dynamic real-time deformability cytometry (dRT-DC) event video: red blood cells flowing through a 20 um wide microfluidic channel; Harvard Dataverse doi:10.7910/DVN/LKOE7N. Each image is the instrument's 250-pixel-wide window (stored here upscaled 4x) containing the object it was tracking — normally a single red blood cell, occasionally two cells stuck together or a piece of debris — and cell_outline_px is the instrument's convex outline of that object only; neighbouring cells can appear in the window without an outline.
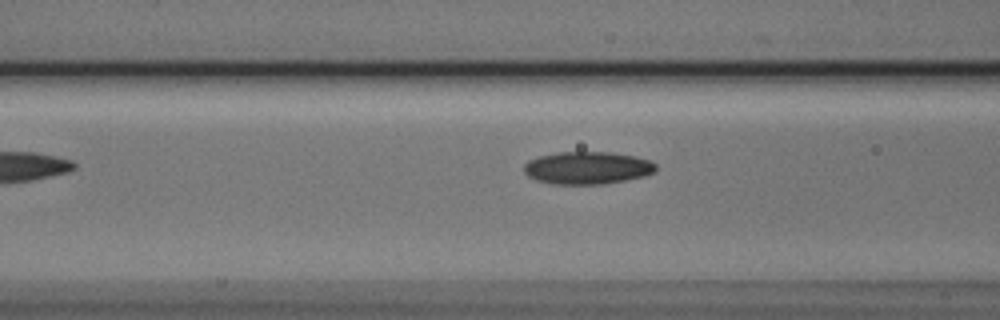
{"species": "Egyptian fruit bat (a non-hibernating species)", "species_latin": "Rousettus aegyptiacus", "temperature_condition": "cold", "stored_images_in_passage": 5, "camera_frame_rate_fps": 3000, "um_per_image_px": 0.085, "animal": {"sex": "male"}, "frame": {"image": 1, "passage_image": 5, "time_ms": 1.333, "image_size_px": [1000, 320], "cell_outline_px": [[656, 172], [644, 176], [604, 184], [552, 184], [536, 180], [528, 176], [524, 172], [524, 164], [528, 160], [540, 156], [560, 152], [612, 152], [632, 156], [648, 160], [656, 164]], "centroid_in_image_um": [49.91, 14.27], "position_along_channel_um": 116.7, "area_um2": 24.97}}